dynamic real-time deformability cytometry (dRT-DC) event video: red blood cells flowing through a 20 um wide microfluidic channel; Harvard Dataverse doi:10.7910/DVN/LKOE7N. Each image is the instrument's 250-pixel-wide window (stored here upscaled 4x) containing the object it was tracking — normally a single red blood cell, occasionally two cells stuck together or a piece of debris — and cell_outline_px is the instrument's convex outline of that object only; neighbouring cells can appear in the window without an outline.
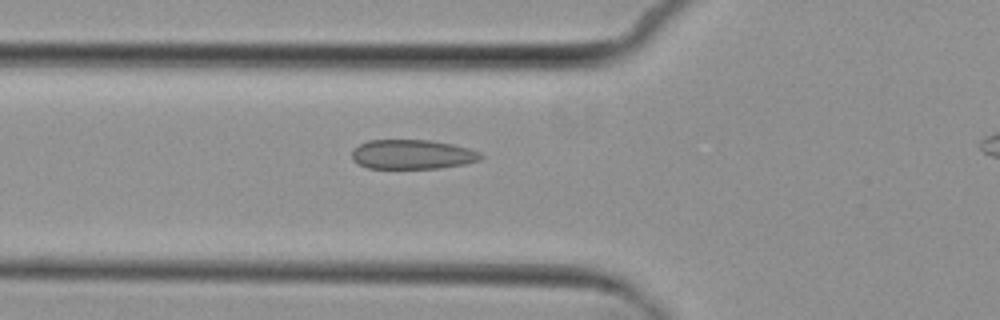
{"species": "common noctule bat (a hibernating species)", "species_latin": "Nyctalus noctula", "temperature_condition": "cold", "stored_images_in_passage": 6, "camera_frame_rate_fps": 3000, "um_per_image_px": 0.085, "animal": {"sex": "female", "body_mass_g": 29.2, "forearm_length_mm": 56.3}, "frame": {"image": 1, "passage_image": 6, "time_ms": 6.0, "image_size_px": [1000, 320], "cell_outline_px": [[484, 156], [480, 160], [464, 164], [440, 168], [368, 168], [352, 160], [352, 148], [368, 140], [432, 140], [452, 144], [468, 148], [480, 152]], "centroid_in_image_um": [35.05, 13.12], "position_along_channel_um": 90.8, "area_um2": 22.2}}